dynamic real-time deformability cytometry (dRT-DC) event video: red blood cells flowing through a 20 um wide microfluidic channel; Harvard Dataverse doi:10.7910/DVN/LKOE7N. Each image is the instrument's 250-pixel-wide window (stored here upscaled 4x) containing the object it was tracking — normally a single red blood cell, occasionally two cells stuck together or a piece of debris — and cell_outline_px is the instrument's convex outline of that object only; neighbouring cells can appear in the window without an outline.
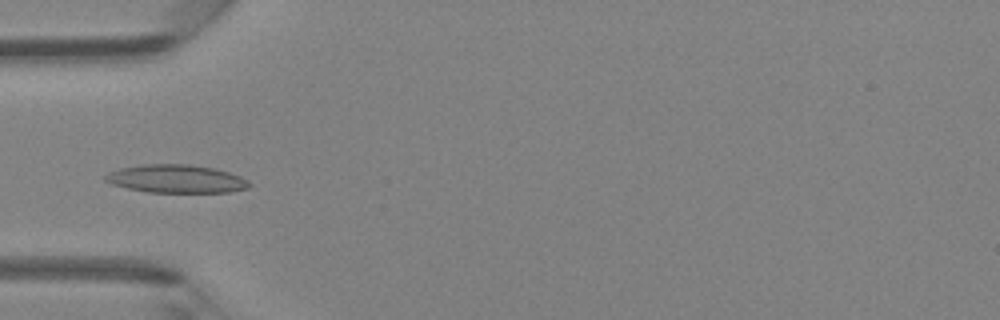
{"species": "Egyptian fruit bat (a non-hibernating species)", "species_latin": "Rousettus aegyptiacus", "temperature_condition": "room temperature", "stored_images_in_passage": 48, "camera_frame_rate_fps": 3000, "um_per_image_px": 0.085, "animal": {"sex": "female"}, "frame": {"image": 1, "passage_image": 16, "time_ms": 5.0, "image_size_px": [1000, 320], "cell_outline_px": [[252, 184], [248, 188], [232, 192], [148, 192], [128, 188], [112, 184], [104, 180], [104, 176], [108, 172], [120, 168], [140, 164], [188, 164], [212, 168], [228, 172], [240, 176], [248, 180]], "centroid_in_image_um": [14.98, 15.2], "position_along_channel_um": 70.0, "area_um2": 23.64}}
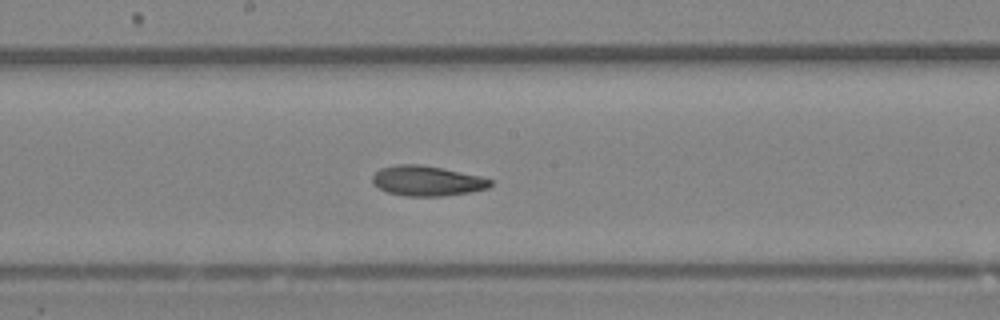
{"frame": {"image": 2, "passage_image": 26, "time_ms": 8.333, "image_size_px": [1000, 320], "cell_outline_px": [[492, 184], [488, 188], [468, 192], [444, 196], [404, 196], [388, 192], [372, 184], [372, 176], [380, 168], [396, 164], [420, 164], [444, 168], [480, 176], [492, 180]], "centroid_in_image_um": [36.28, 15.36], "position_along_channel_um": 211.9, "area_um2": 20.75}}
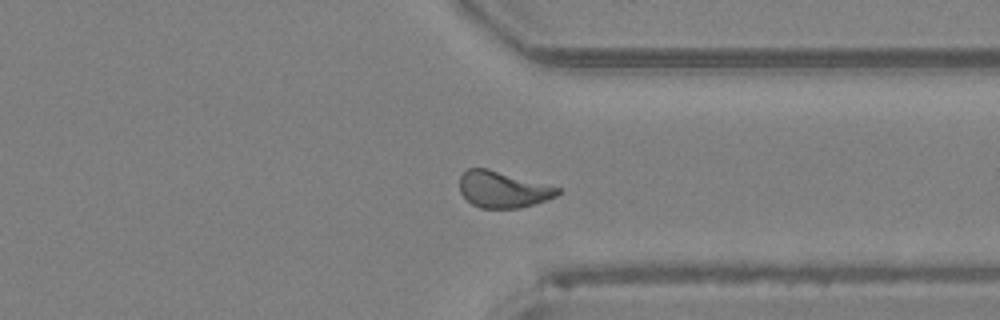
{"frame": {"image": 3, "passage_image": 37, "time_ms": 12.0, "image_size_px": [1000, 320], "cell_outline_px": [[560, 192], [556, 196], [520, 208], [480, 208], [472, 204], [460, 192], [460, 176], [468, 168], [488, 168], [560, 188]], "centroid_in_image_um": [42.71, 16.1], "position_along_channel_um": 368.7, "area_um2": 20.52}, "authors_computed_cell_mechanics": {"area_um2": 21.2126, "velocity_mm_per_s": 4.2711, "shape_relaxation_time_tau1_ms": 7.7947, "shape_relaxation_time_tau2_ms": 2.4454, "deformation_change_tau1": 0.177, "deformation_change_tau2": 0.0882}}